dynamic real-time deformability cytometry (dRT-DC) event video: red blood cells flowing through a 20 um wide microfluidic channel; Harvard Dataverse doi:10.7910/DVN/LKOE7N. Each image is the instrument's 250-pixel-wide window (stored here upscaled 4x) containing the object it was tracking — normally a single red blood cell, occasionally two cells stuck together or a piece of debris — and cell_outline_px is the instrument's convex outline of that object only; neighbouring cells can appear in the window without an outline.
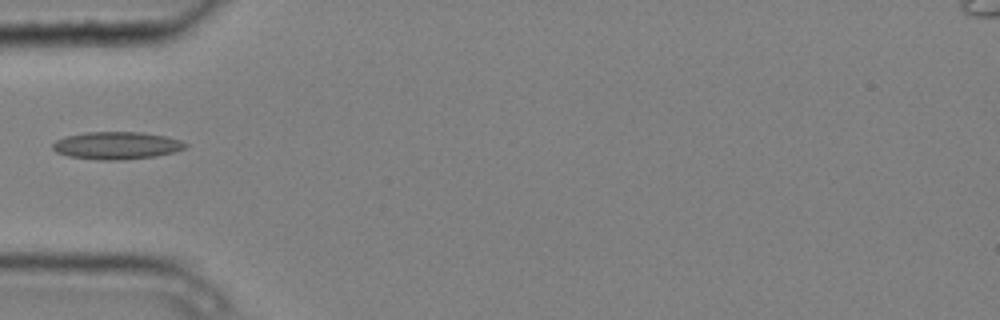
{"species": "common noctule bat (a hibernating species)", "species_latin": "Nyctalus noctula", "temperature_condition": "cold", "stored_images_in_passage": 1, "camera_frame_rate_fps": 3000, "um_per_image_px": 0.085, "animal": {"sex": "male", "body_mass_g": 20.4}, "frame": {"image": 1, "passage_image": 1, "time_ms": 0.0, "image_size_px": [1000, 320], "cell_outline_px": [[188, 144], [184, 148], [176, 152], [156, 156], [124, 160], [100, 160], [68, 156], [56, 152], [52, 148], [52, 144], [56, 140], [68, 136], [84, 132], [140, 132], [168, 136], [180, 140]], "centroid_in_image_um": [9.94, 12.37], "position_along_channel_um": 75.1, "area_um2": 21.39}}